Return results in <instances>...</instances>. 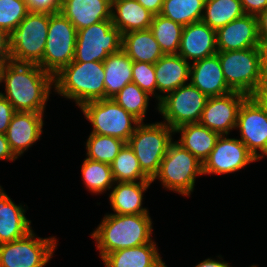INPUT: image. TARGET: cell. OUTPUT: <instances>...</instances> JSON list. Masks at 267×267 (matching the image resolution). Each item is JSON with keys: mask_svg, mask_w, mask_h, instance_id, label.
<instances>
[{"mask_svg": "<svg viewBox=\"0 0 267 267\" xmlns=\"http://www.w3.org/2000/svg\"><path fill=\"white\" fill-rule=\"evenodd\" d=\"M250 97L267 113V89H255Z\"/></svg>", "mask_w": 267, "mask_h": 267, "instance_id": "ee69618b", "label": "cell"}, {"mask_svg": "<svg viewBox=\"0 0 267 267\" xmlns=\"http://www.w3.org/2000/svg\"><path fill=\"white\" fill-rule=\"evenodd\" d=\"M6 63L7 62H0V85L2 84V81H3V73H4V68L6 66Z\"/></svg>", "mask_w": 267, "mask_h": 267, "instance_id": "c3c4849f", "label": "cell"}, {"mask_svg": "<svg viewBox=\"0 0 267 267\" xmlns=\"http://www.w3.org/2000/svg\"><path fill=\"white\" fill-rule=\"evenodd\" d=\"M191 63L178 54L163 55L155 64L157 102L169 92L188 84Z\"/></svg>", "mask_w": 267, "mask_h": 267, "instance_id": "44dd1931", "label": "cell"}, {"mask_svg": "<svg viewBox=\"0 0 267 267\" xmlns=\"http://www.w3.org/2000/svg\"><path fill=\"white\" fill-rule=\"evenodd\" d=\"M112 99L140 122H144L150 95L135 83L127 84Z\"/></svg>", "mask_w": 267, "mask_h": 267, "instance_id": "e575fe53", "label": "cell"}, {"mask_svg": "<svg viewBox=\"0 0 267 267\" xmlns=\"http://www.w3.org/2000/svg\"><path fill=\"white\" fill-rule=\"evenodd\" d=\"M30 12L56 13L60 12L62 0H25Z\"/></svg>", "mask_w": 267, "mask_h": 267, "instance_id": "74e56055", "label": "cell"}, {"mask_svg": "<svg viewBox=\"0 0 267 267\" xmlns=\"http://www.w3.org/2000/svg\"><path fill=\"white\" fill-rule=\"evenodd\" d=\"M132 82L157 100V82L154 64L133 62Z\"/></svg>", "mask_w": 267, "mask_h": 267, "instance_id": "8d00e7d4", "label": "cell"}, {"mask_svg": "<svg viewBox=\"0 0 267 267\" xmlns=\"http://www.w3.org/2000/svg\"><path fill=\"white\" fill-rule=\"evenodd\" d=\"M256 161L240 139L220 135L215 147L203 162V175L233 174Z\"/></svg>", "mask_w": 267, "mask_h": 267, "instance_id": "4fadbf2b", "label": "cell"}, {"mask_svg": "<svg viewBox=\"0 0 267 267\" xmlns=\"http://www.w3.org/2000/svg\"><path fill=\"white\" fill-rule=\"evenodd\" d=\"M243 15L240 0H206L202 21L217 31Z\"/></svg>", "mask_w": 267, "mask_h": 267, "instance_id": "f1b7e54d", "label": "cell"}, {"mask_svg": "<svg viewBox=\"0 0 267 267\" xmlns=\"http://www.w3.org/2000/svg\"><path fill=\"white\" fill-rule=\"evenodd\" d=\"M152 183V181L114 182L108 196L113 214H149L148 208L142 206L143 193Z\"/></svg>", "mask_w": 267, "mask_h": 267, "instance_id": "603a6c76", "label": "cell"}, {"mask_svg": "<svg viewBox=\"0 0 267 267\" xmlns=\"http://www.w3.org/2000/svg\"><path fill=\"white\" fill-rule=\"evenodd\" d=\"M125 144L119 138L90 133L85 143L86 158L111 164Z\"/></svg>", "mask_w": 267, "mask_h": 267, "instance_id": "836d02e7", "label": "cell"}, {"mask_svg": "<svg viewBox=\"0 0 267 267\" xmlns=\"http://www.w3.org/2000/svg\"><path fill=\"white\" fill-rule=\"evenodd\" d=\"M240 140L257 161L267 156V113L248 96L241 104L236 128Z\"/></svg>", "mask_w": 267, "mask_h": 267, "instance_id": "5bb4252c", "label": "cell"}, {"mask_svg": "<svg viewBox=\"0 0 267 267\" xmlns=\"http://www.w3.org/2000/svg\"><path fill=\"white\" fill-rule=\"evenodd\" d=\"M152 233L150 214L106 213L90 236L102 259L108 253L152 242Z\"/></svg>", "mask_w": 267, "mask_h": 267, "instance_id": "7a4b0ae2", "label": "cell"}, {"mask_svg": "<svg viewBox=\"0 0 267 267\" xmlns=\"http://www.w3.org/2000/svg\"><path fill=\"white\" fill-rule=\"evenodd\" d=\"M56 237H38L34 230L21 239L0 244V267H45L57 249Z\"/></svg>", "mask_w": 267, "mask_h": 267, "instance_id": "7c38bea8", "label": "cell"}, {"mask_svg": "<svg viewBox=\"0 0 267 267\" xmlns=\"http://www.w3.org/2000/svg\"><path fill=\"white\" fill-rule=\"evenodd\" d=\"M5 93L3 95L15 112L44 113L54 77L37 64L6 63L3 73Z\"/></svg>", "mask_w": 267, "mask_h": 267, "instance_id": "6da1fadb", "label": "cell"}, {"mask_svg": "<svg viewBox=\"0 0 267 267\" xmlns=\"http://www.w3.org/2000/svg\"><path fill=\"white\" fill-rule=\"evenodd\" d=\"M258 36L261 47L267 48V8L257 16Z\"/></svg>", "mask_w": 267, "mask_h": 267, "instance_id": "60d3db41", "label": "cell"}, {"mask_svg": "<svg viewBox=\"0 0 267 267\" xmlns=\"http://www.w3.org/2000/svg\"><path fill=\"white\" fill-rule=\"evenodd\" d=\"M184 26L161 14L154 15L150 30L164 55L178 54Z\"/></svg>", "mask_w": 267, "mask_h": 267, "instance_id": "f546056e", "label": "cell"}, {"mask_svg": "<svg viewBox=\"0 0 267 267\" xmlns=\"http://www.w3.org/2000/svg\"><path fill=\"white\" fill-rule=\"evenodd\" d=\"M144 8L153 15L161 13L164 0H137Z\"/></svg>", "mask_w": 267, "mask_h": 267, "instance_id": "f6af8a7d", "label": "cell"}, {"mask_svg": "<svg viewBox=\"0 0 267 267\" xmlns=\"http://www.w3.org/2000/svg\"><path fill=\"white\" fill-rule=\"evenodd\" d=\"M157 247L153 240L147 244L108 253L101 260L105 267H163L165 262Z\"/></svg>", "mask_w": 267, "mask_h": 267, "instance_id": "cb8c5ba5", "label": "cell"}, {"mask_svg": "<svg viewBox=\"0 0 267 267\" xmlns=\"http://www.w3.org/2000/svg\"><path fill=\"white\" fill-rule=\"evenodd\" d=\"M256 89H267V48H264L262 54L260 82Z\"/></svg>", "mask_w": 267, "mask_h": 267, "instance_id": "bcb514c9", "label": "cell"}, {"mask_svg": "<svg viewBox=\"0 0 267 267\" xmlns=\"http://www.w3.org/2000/svg\"><path fill=\"white\" fill-rule=\"evenodd\" d=\"M15 110L9 101L0 94V133L6 134Z\"/></svg>", "mask_w": 267, "mask_h": 267, "instance_id": "f35d334b", "label": "cell"}, {"mask_svg": "<svg viewBox=\"0 0 267 267\" xmlns=\"http://www.w3.org/2000/svg\"><path fill=\"white\" fill-rule=\"evenodd\" d=\"M174 130L166 123L141 122L127 144L135 153L142 171L152 180L158 173L169 145L174 141Z\"/></svg>", "mask_w": 267, "mask_h": 267, "instance_id": "8992f818", "label": "cell"}, {"mask_svg": "<svg viewBox=\"0 0 267 267\" xmlns=\"http://www.w3.org/2000/svg\"><path fill=\"white\" fill-rule=\"evenodd\" d=\"M18 159L12 152L6 135L0 133V160L15 161Z\"/></svg>", "mask_w": 267, "mask_h": 267, "instance_id": "b9f144b4", "label": "cell"}, {"mask_svg": "<svg viewBox=\"0 0 267 267\" xmlns=\"http://www.w3.org/2000/svg\"><path fill=\"white\" fill-rule=\"evenodd\" d=\"M206 0H164L161 15L183 26L202 20Z\"/></svg>", "mask_w": 267, "mask_h": 267, "instance_id": "1f68e13d", "label": "cell"}, {"mask_svg": "<svg viewBox=\"0 0 267 267\" xmlns=\"http://www.w3.org/2000/svg\"><path fill=\"white\" fill-rule=\"evenodd\" d=\"M77 30L61 13L49 14L47 40L38 64L53 77L74 60Z\"/></svg>", "mask_w": 267, "mask_h": 267, "instance_id": "52a82bcc", "label": "cell"}, {"mask_svg": "<svg viewBox=\"0 0 267 267\" xmlns=\"http://www.w3.org/2000/svg\"><path fill=\"white\" fill-rule=\"evenodd\" d=\"M91 125V133L119 138L126 143L141 123L112 98L85 103L80 107Z\"/></svg>", "mask_w": 267, "mask_h": 267, "instance_id": "9c48e42d", "label": "cell"}, {"mask_svg": "<svg viewBox=\"0 0 267 267\" xmlns=\"http://www.w3.org/2000/svg\"><path fill=\"white\" fill-rule=\"evenodd\" d=\"M122 49V33L112 20H104L77 30L75 62H103Z\"/></svg>", "mask_w": 267, "mask_h": 267, "instance_id": "8fae6325", "label": "cell"}, {"mask_svg": "<svg viewBox=\"0 0 267 267\" xmlns=\"http://www.w3.org/2000/svg\"><path fill=\"white\" fill-rule=\"evenodd\" d=\"M29 12L25 0H0V28L9 33Z\"/></svg>", "mask_w": 267, "mask_h": 267, "instance_id": "d590c367", "label": "cell"}, {"mask_svg": "<svg viewBox=\"0 0 267 267\" xmlns=\"http://www.w3.org/2000/svg\"><path fill=\"white\" fill-rule=\"evenodd\" d=\"M44 113L15 112L6 132L13 154L18 158L34 145L43 133Z\"/></svg>", "mask_w": 267, "mask_h": 267, "instance_id": "2e32d148", "label": "cell"}, {"mask_svg": "<svg viewBox=\"0 0 267 267\" xmlns=\"http://www.w3.org/2000/svg\"><path fill=\"white\" fill-rule=\"evenodd\" d=\"M202 175L203 163L175 140L169 145L152 182L157 179L165 190L188 197L195 189L196 178Z\"/></svg>", "mask_w": 267, "mask_h": 267, "instance_id": "277c9868", "label": "cell"}, {"mask_svg": "<svg viewBox=\"0 0 267 267\" xmlns=\"http://www.w3.org/2000/svg\"><path fill=\"white\" fill-rule=\"evenodd\" d=\"M105 98H114L127 84L132 82L133 61L121 49L110 54L104 61Z\"/></svg>", "mask_w": 267, "mask_h": 267, "instance_id": "83f0119b", "label": "cell"}, {"mask_svg": "<svg viewBox=\"0 0 267 267\" xmlns=\"http://www.w3.org/2000/svg\"><path fill=\"white\" fill-rule=\"evenodd\" d=\"M26 205H16L0 185V244L12 242L32 231Z\"/></svg>", "mask_w": 267, "mask_h": 267, "instance_id": "7402d4cb", "label": "cell"}, {"mask_svg": "<svg viewBox=\"0 0 267 267\" xmlns=\"http://www.w3.org/2000/svg\"><path fill=\"white\" fill-rule=\"evenodd\" d=\"M247 97L236 91L209 97L199 123L219 135H230L236 128L239 108Z\"/></svg>", "mask_w": 267, "mask_h": 267, "instance_id": "9a60e30c", "label": "cell"}, {"mask_svg": "<svg viewBox=\"0 0 267 267\" xmlns=\"http://www.w3.org/2000/svg\"><path fill=\"white\" fill-rule=\"evenodd\" d=\"M208 98L188 83L166 94L156 109L164 118L162 122L175 130L185 124L199 123Z\"/></svg>", "mask_w": 267, "mask_h": 267, "instance_id": "30bf717a", "label": "cell"}, {"mask_svg": "<svg viewBox=\"0 0 267 267\" xmlns=\"http://www.w3.org/2000/svg\"><path fill=\"white\" fill-rule=\"evenodd\" d=\"M189 83L208 97L232 92L226 83L217 54L191 63Z\"/></svg>", "mask_w": 267, "mask_h": 267, "instance_id": "d6986e66", "label": "cell"}, {"mask_svg": "<svg viewBox=\"0 0 267 267\" xmlns=\"http://www.w3.org/2000/svg\"><path fill=\"white\" fill-rule=\"evenodd\" d=\"M263 51L262 47H252L217 52L226 83L232 91L250 96L258 87Z\"/></svg>", "mask_w": 267, "mask_h": 267, "instance_id": "ba28073f", "label": "cell"}, {"mask_svg": "<svg viewBox=\"0 0 267 267\" xmlns=\"http://www.w3.org/2000/svg\"><path fill=\"white\" fill-rule=\"evenodd\" d=\"M111 170L115 182L152 181L140 168L135 153L127 143L111 163Z\"/></svg>", "mask_w": 267, "mask_h": 267, "instance_id": "d6a6232c", "label": "cell"}, {"mask_svg": "<svg viewBox=\"0 0 267 267\" xmlns=\"http://www.w3.org/2000/svg\"><path fill=\"white\" fill-rule=\"evenodd\" d=\"M218 51H237L261 47L257 18L245 14L216 31Z\"/></svg>", "mask_w": 267, "mask_h": 267, "instance_id": "e0dca14e", "label": "cell"}, {"mask_svg": "<svg viewBox=\"0 0 267 267\" xmlns=\"http://www.w3.org/2000/svg\"><path fill=\"white\" fill-rule=\"evenodd\" d=\"M112 0H62L60 12L76 30L111 19Z\"/></svg>", "mask_w": 267, "mask_h": 267, "instance_id": "ffe728a7", "label": "cell"}, {"mask_svg": "<svg viewBox=\"0 0 267 267\" xmlns=\"http://www.w3.org/2000/svg\"><path fill=\"white\" fill-rule=\"evenodd\" d=\"M83 184L87 191L93 194H102L109 191L114 185L111 164L85 158L81 165Z\"/></svg>", "mask_w": 267, "mask_h": 267, "instance_id": "4dcf8cb0", "label": "cell"}, {"mask_svg": "<svg viewBox=\"0 0 267 267\" xmlns=\"http://www.w3.org/2000/svg\"><path fill=\"white\" fill-rule=\"evenodd\" d=\"M9 61H11V56L8 48V33L0 28V62Z\"/></svg>", "mask_w": 267, "mask_h": 267, "instance_id": "7bdbcfd3", "label": "cell"}, {"mask_svg": "<svg viewBox=\"0 0 267 267\" xmlns=\"http://www.w3.org/2000/svg\"><path fill=\"white\" fill-rule=\"evenodd\" d=\"M103 62H75L54 76V90L61 97L73 100L79 108L85 103L105 98Z\"/></svg>", "mask_w": 267, "mask_h": 267, "instance_id": "3957f363", "label": "cell"}, {"mask_svg": "<svg viewBox=\"0 0 267 267\" xmlns=\"http://www.w3.org/2000/svg\"><path fill=\"white\" fill-rule=\"evenodd\" d=\"M49 14L29 12L16 29L8 33L11 61L39 64L47 40Z\"/></svg>", "mask_w": 267, "mask_h": 267, "instance_id": "5b68a950", "label": "cell"}, {"mask_svg": "<svg viewBox=\"0 0 267 267\" xmlns=\"http://www.w3.org/2000/svg\"><path fill=\"white\" fill-rule=\"evenodd\" d=\"M122 50L133 62L155 64L164 55L150 29L123 34Z\"/></svg>", "mask_w": 267, "mask_h": 267, "instance_id": "484cf974", "label": "cell"}, {"mask_svg": "<svg viewBox=\"0 0 267 267\" xmlns=\"http://www.w3.org/2000/svg\"><path fill=\"white\" fill-rule=\"evenodd\" d=\"M218 258L220 260H218V259L214 260L213 258L212 259L211 258H207V259L199 262L194 267H231L229 263H227L226 261H224L222 259L221 255H219Z\"/></svg>", "mask_w": 267, "mask_h": 267, "instance_id": "7dc6e473", "label": "cell"}, {"mask_svg": "<svg viewBox=\"0 0 267 267\" xmlns=\"http://www.w3.org/2000/svg\"><path fill=\"white\" fill-rule=\"evenodd\" d=\"M153 16L137 0H112V23L122 35L130 31L149 29Z\"/></svg>", "mask_w": 267, "mask_h": 267, "instance_id": "d4e9b609", "label": "cell"}, {"mask_svg": "<svg viewBox=\"0 0 267 267\" xmlns=\"http://www.w3.org/2000/svg\"><path fill=\"white\" fill-rule=\"evenodd\" d=\"M245 14L257 16L267 8V0H240Z\"/></svg>", "mask_w": 267, "mask_h": 267, "instance_id": "ab89813d", "label": "cell"}, {"mask_svg": "<svg viewBox=\"0 0 267 267\" xmlns=\"http://www.w3.org/2000/svg\"><path fill=\"white\" fill-rule=\"evenodd\" d=\"M216 30L202 20L184 26L178 55L189 63L217 54ZM192 60V62H190Z\"/></svg>", "mask_w": 267, "mask_h": 267, "instance_id": "ac0fdd59", "label": "cell"}, {"mask_svg": "<svg viewBox=\"0 0 267 267\" xmlns=\"http://www.w3.org/2000/svg\"><path fill=\"white\" fill-rule=\"evenodd\" d=\"M174 133H180V138L176 142L202 163L208 158L220 136L200 123L185 124L175 129Z\"/></svg>", "mask_w": 267, "mask_h": 267, "instance_id": "4316f807", "label": "cell"}]
</instances>
